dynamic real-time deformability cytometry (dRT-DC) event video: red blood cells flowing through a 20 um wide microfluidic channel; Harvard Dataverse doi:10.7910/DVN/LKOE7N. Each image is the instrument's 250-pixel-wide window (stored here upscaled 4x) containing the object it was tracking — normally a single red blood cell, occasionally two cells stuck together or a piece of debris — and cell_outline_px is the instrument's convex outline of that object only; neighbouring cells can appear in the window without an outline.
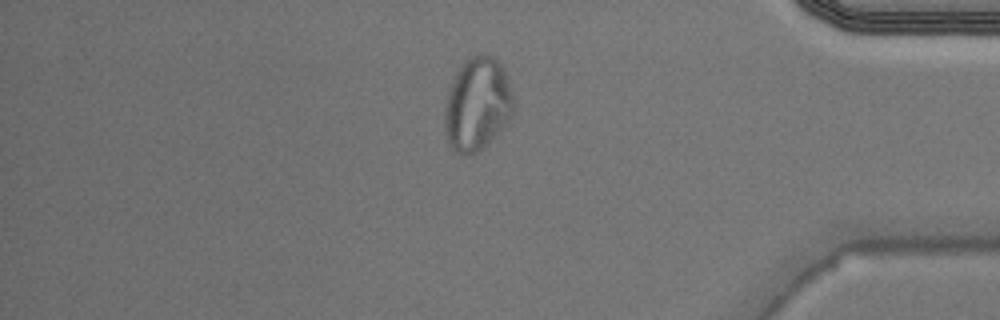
{"species": "Egyptian fruit bat (a non-hibernating species)", "species_latin": "Rousettus aegyptiacus", "temperature_condition": "warm", "stored_images_in_passage": 41, "camera_frame_rate_fps": 3000, "um_per_image_px": 0.085, "animal": {"sex": "male"}, "frame": {"image": 1, "passage_image": 35, "time_ms": 11.333, "image_size_px": [1000, 320], "cell_outline_px": [[516, 100], [512, 112], [508, 120], [476, 152], [460, 156], [452, 152], [448, 144], [444, 132], [444, 108], [448, 88], [456, 72], [464, 60], [468, 56], [480, 52], [484, 52], [492, 56], [500, 64], [504, 72]], "centroid_in_image_um": [40.51, 8.82], "position_along_channel_um": 394.7, "area_um2": 37.69}}